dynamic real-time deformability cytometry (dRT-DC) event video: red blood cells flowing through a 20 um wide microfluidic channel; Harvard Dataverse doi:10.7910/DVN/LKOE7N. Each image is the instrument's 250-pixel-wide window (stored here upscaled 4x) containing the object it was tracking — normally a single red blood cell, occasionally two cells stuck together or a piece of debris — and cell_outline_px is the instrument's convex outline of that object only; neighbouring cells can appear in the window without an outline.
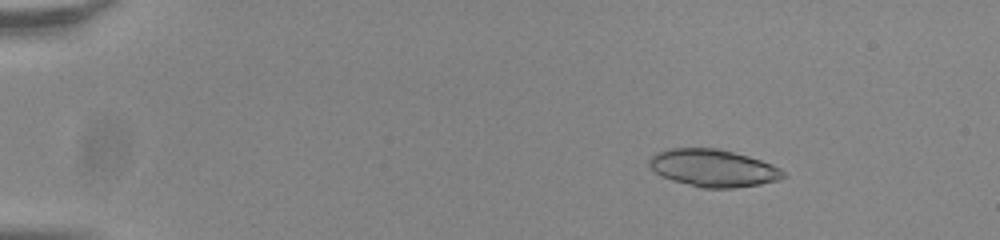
{"species": "common noctule bat (a hibernating species)", "species_latin": "Nyctalus noctula", "temperature_condition": "room temperature", "stored_images_in_passage": 55, "camera_frame_rate_fps": 3000, "um_per_image_px": 0.085, "animal": {"sex": "male", "body_mass_g": 20.0, "forearm_length_mm": 53.3}, "frame": {"image": 1, "passage_image": 9, "time_ms": 2.667, "image_size_px": [1000, 240], "cell_outline_px": [[788, 176], [780, 180], [760, 184], [732, 188], [700, 188], [672, 180], [656, 172], [648, 164], [648, 160], [652, 156], [660, 152], [672, 148], [716, 148], [748, 156], [772, 164], [780, 168]], "centroid_in_image_um": [60.66, 14.29], "position_along_channel_um": 24.3, "area_um2": 29.02}}